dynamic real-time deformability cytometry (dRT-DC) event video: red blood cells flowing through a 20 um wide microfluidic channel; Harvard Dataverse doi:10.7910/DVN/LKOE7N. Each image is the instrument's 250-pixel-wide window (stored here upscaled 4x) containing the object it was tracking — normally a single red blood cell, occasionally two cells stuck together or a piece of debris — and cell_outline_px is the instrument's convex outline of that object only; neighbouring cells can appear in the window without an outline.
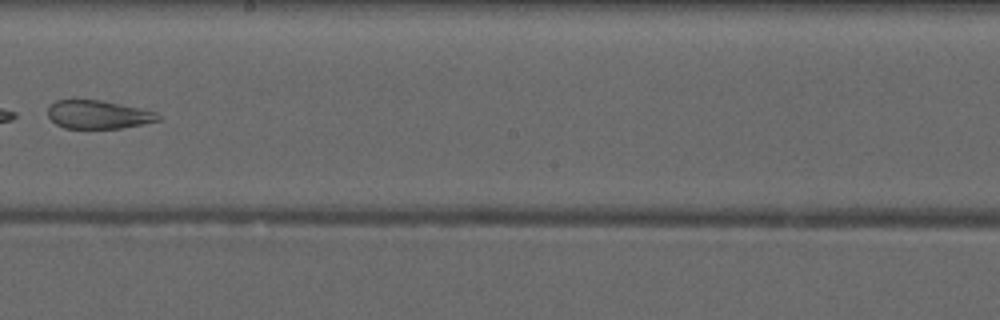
{"species": "common noctule bat (a hibernating species)", "species_latin": "Nyctalus noctula", "temperature_condition": "warm", "stored_images_in_passage": 7, "camera_frame_rate_fps": 3000, "um_per_image_px": 0.085, "animal": {"sex": "male", "forearm_length_mm": 52.5}, "frame": {"image": 1, "passage_image": 7, "time_ms": 8.333, "image_size_px": [1000, 320], "cell_outline_px": [[160, 120], [120, 128], [64, 128], [56, 124], [48, 116], [48, 108], [56, 100], [100, 100], [140, 108], [156, 112], [160, 116]], "centroid_in_image_um": [8.33, 9.74], "position_along_channel_um": 239.9, "area_um2": 17.98}}